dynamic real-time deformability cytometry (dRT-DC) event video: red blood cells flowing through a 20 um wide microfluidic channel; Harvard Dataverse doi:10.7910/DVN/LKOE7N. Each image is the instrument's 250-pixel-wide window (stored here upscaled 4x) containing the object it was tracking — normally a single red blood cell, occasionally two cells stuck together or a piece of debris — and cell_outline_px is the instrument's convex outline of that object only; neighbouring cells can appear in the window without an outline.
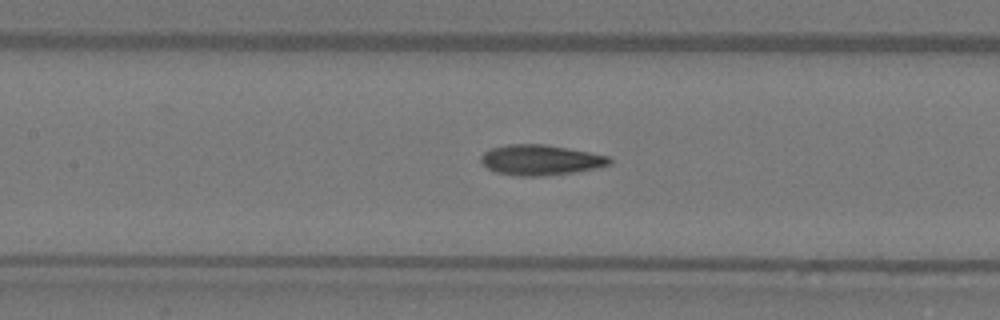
{"species": "Egyptian fruit bat (a non-hibernating species)", "species_latin": "Rousettus aegyptiacus", "temperature_condition": "warm", "stored_images_in_passage": 49, "camera_frame_rate_fps": 3000, "um_per_image_px": 0.085, "animal": {"sex": "female"}, "frame": {"image": 1, "passage_image": 22, "time_ms": 7.0, "image_size_px": [1000, 320], "cell_outline_px": [[612, 164], [596, 168], [576, 172], [544, 176], [516, 176], [496, 172], [488, 168], [480, 160], [480, 156], [484, 152], [492, 148], [508, 144], [544, 144], [568, 148], [608, 156], [612, 160]], "centroid_in_image_um": [45.95, 13.6], "position_along_channel_um": 161.4, "area_um2": 22.77}, "authors_computed_cell_mechanics": {"area_um2": 21.9062, "velocity_mm_per_s": 4.0921, "shape_relaxation_time_tau1_ms": 3.7197, "shape_relaxation_time_tau2_ms": 2.4077, "deformation_change_tau1": 0.1962, "deformation_change_tau2": 0.0942}}